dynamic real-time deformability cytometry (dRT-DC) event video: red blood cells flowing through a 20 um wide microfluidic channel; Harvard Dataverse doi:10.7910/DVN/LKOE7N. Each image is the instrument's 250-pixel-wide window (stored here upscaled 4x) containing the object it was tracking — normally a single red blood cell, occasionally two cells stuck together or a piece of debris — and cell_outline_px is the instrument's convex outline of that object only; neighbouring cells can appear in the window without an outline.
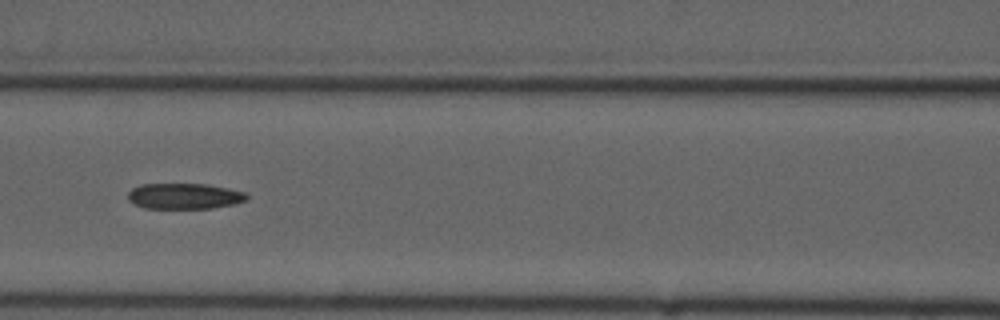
{"species": "common noctule bat (a hibernating species)", "species_latin": "Nyctalus noctula", "temperature_condition": "cold", "stored_images_in_passage": 7, "camera_frame_rate_fps": 3000, "um_per_image_px": 0.085, "animal": {"sex": "male", "forearm_length_mm": 52.5}, "frame": {"image": 1, "passage_image": 6, "time_ms": 6.333, "image_size_px": [1000, 320], "cell_outline_px": [[248, 200], [236, 204], [212, 208], [144, 208], [128, 200], [128, 192], [132, 188], [140, 184], [204, 184], [228, 188], [244, 192], [248, 196]], "centroid_in_image_um": [15.68, 16.67], "position_along_channel_um": 150.9, "area_um2": 17.86}}
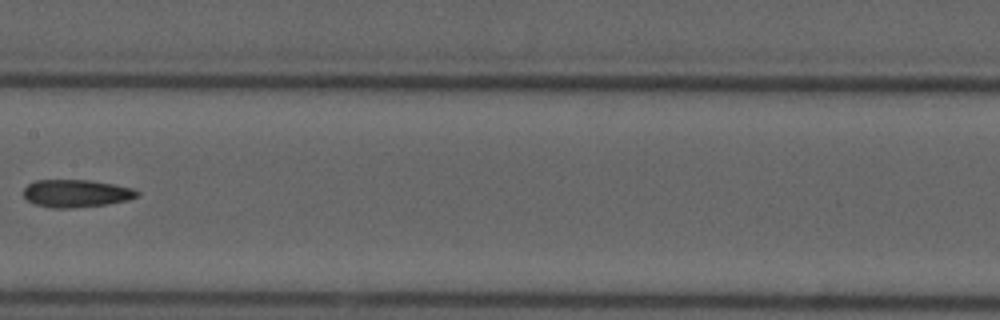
{"frame": {"image": 2, "passage_image": 7, "time_ms": 7.667, "image_size_px": [1000, 320], "cell_outline_px": [[140, 196], [128, 200], [108, 204], [72, 208], [52, 208], [36, 204], [28, 200], [24, 196], [24, 188], [28, 184], [36, 180], [88, 180], [112, 184], [132, 188], [140, 192]], "centroid_in_image_um": [6.5, 16.44], "position_along_channel_um": 200.9, "area_um2": 18.26}}